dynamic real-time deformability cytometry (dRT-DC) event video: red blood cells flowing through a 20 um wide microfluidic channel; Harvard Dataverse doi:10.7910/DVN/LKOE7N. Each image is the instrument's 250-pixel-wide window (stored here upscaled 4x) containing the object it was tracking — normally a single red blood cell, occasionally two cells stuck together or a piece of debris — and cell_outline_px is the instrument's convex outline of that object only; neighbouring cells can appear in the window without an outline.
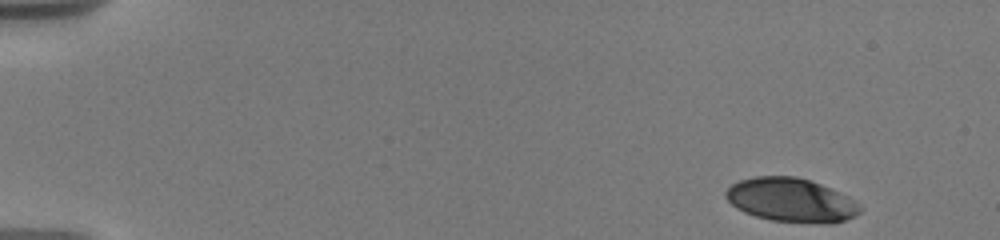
{"species": "human", "species_latin": "Homo sapiens", "temperature_condition": "warm", "stored_images_in_passage": 9, "camera_frame_rate_fps": 3000, "um_per_image_px": 0.085, "donor": {"sex": "male"}, "frame": {"image": 1, "passage_image": 1, "time_ms": 0.0, "image_size_px": [1000, 240], "cell_outline_px": [[864, 208], [856, 216], [832, 224], [824, 224], [772, 220], [756, 216], [744, 212], [736, 208], [724, 196], [724, 192], [732, 184], [740, 180], [756, 176], [796, 176], [812, 180], [832, 188], [848, 196], [860, 204]], "centroid_in_image_um": [67.29, 17.0], "position_along_channel_um": 17.7, "area_um2": 34.68}}
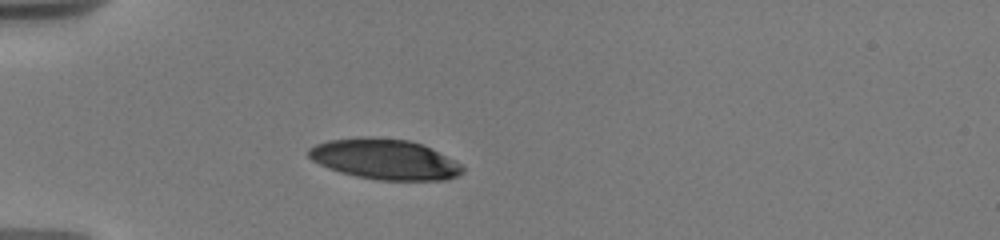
{"frame": {"image": 2, "passage_image": 7, "time_ms": 4.0, "image_size_px": [1000, 240], "cell_outline_px": [[464, 172], [448, 180], [380, 180], [356, 176], [340, 172], [328, 168], [312, 160], [308, 156], [308, 148], [316, 144], [328, 140], [372, 136], [408, 140], [420, 144], [460, 164], [464, 168]], "centroid_in_image_um": [32.66, 13.54], "position_along_channel_um": 52.3, "area_um2": 35.89}}
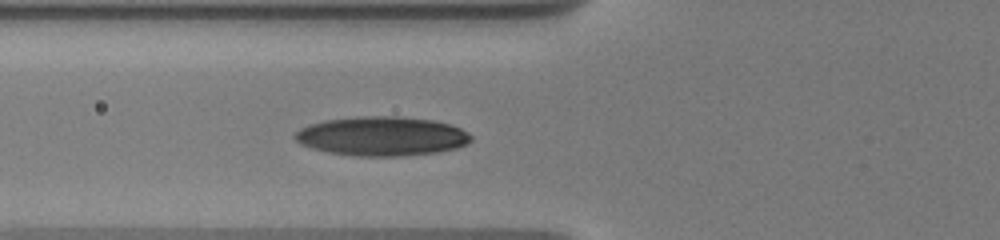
{"frame": {"image": 3, "passage_image": 9, "time_ms": 5.667, "image_size_px": [1000, 240], "cell_outline_px": [[472, 140], [468, 144], [456, 148], [440, 152], [400, 156], [356, 156], [328, 152], [312, 148], [300, 144], [292, 136], [300, 128], [308, 124], [324, 120], [360, 116], [396, 116], [432, 120], [452, 124], [468, 132], [472, 136]], "centroid_in_image_um": [32.46, 11.57], "position_along_channel_um": 93.3, "area_um2": 40.58}}